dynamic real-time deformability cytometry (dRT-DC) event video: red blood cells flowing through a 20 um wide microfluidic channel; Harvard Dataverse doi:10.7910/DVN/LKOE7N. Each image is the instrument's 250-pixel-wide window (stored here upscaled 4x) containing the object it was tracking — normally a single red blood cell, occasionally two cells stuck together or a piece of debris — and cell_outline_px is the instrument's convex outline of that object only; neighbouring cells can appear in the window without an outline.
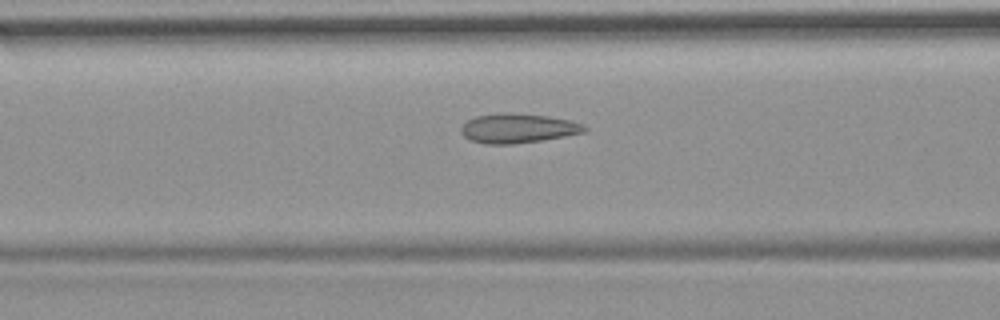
{"species": "common noctule bat (a hibernating species)", "species_latin": "Nyctalus noctula", "temperature_condition": "room temperature", "stored_images_in_passage": 8, "camera_frame_rate_fps": 3000, "um_per_image_px": 0.085, "animal": {"sex": "female", "body_mass_g": 19.9}, "frame": {"image": 1, "passage_image": 7, "time_ms": 8.0, "image_size_px": [1000, 320], "cell_outline_px": [[588, 128], [584, 132], [564, 136], [540, 140], [512, 144], [484, 144], [468, 140], [460, 132], [460, 128], [468, 120], [476, 116], [512, 112], [548, 116], [572, 120], [584, 124]], "centroid_in_image_um": [44.02, 10.9], "position_along_channel_um": 122.6, "area_um2": 21.21}}